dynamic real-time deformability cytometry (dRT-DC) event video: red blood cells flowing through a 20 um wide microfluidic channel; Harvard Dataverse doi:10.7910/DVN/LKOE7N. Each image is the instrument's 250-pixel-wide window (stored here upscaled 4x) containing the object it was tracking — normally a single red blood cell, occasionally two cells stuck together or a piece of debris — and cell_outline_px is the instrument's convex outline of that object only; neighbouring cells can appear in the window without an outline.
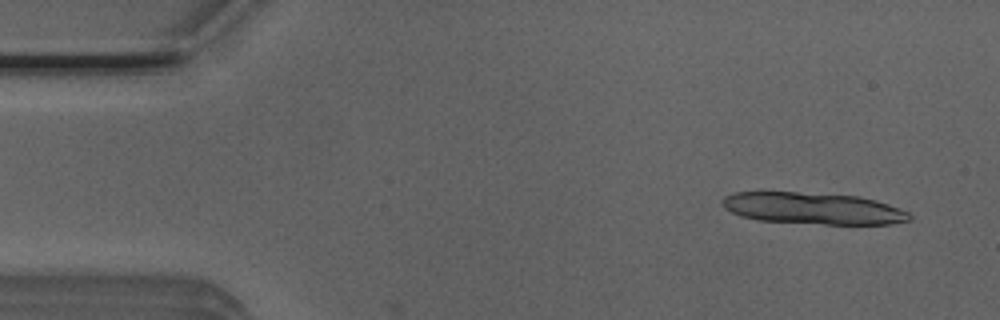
{"species": "Egyptian fruit bat (a non-hibernating species)", "species_latin": "Rousettus aegyptiacus", "temperature_condition": "room temperature", "stored_images_in_passage": 5, "camera_frame_rate_fps": 3000, "um_per_image_px": 0.085, "animal": {"sex": "male"}, "frame": {"image": 1, "passage_image": 3, "time_ms": 0.667, "image_size_px": [1000, 320], "cell_outline_px": [[912, 220], [888, 224], [824, 224], [756, 220], [740, 216], [724, 208], [720, 204], [720, 200], [724, 196], [736, 192], [796, 192], [860, 196], [876, 200], [888, 204], [908, 212], [912, 216]], "centroid_in_image_um": [69.08, 17.71], "position_along_channel_um": 15.9, "area_um2": 34.68}}